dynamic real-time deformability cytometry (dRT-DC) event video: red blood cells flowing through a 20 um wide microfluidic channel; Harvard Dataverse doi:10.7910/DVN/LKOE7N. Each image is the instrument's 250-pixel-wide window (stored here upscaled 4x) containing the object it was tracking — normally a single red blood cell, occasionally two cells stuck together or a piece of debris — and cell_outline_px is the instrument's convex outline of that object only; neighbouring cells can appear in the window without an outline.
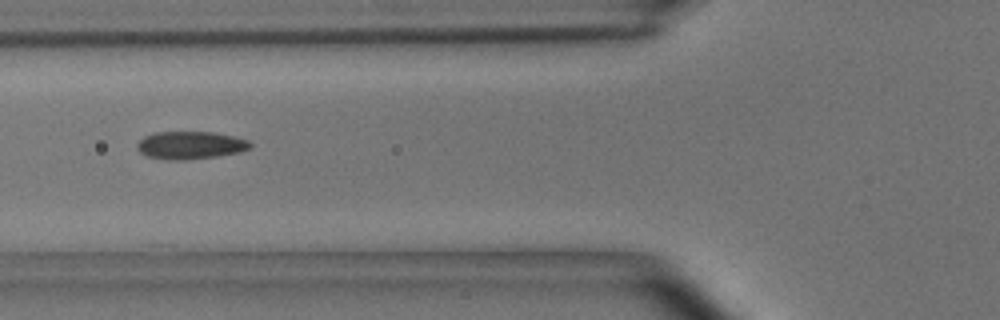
{"species": "common noctule bat (a hibernating species)", "species_latin": "Nyctalus noctula", "temperature_condition": "room temperature", "stored_images_in_passage": 8, "camera_frame_rate_fps": 3000, "um_per_image_px": 0.085, "animal": {"sex": "male", "body_mass_g": 15.6}, "frame": {"image": 1, "passage_image": 6, "time_ms": 1.667, "image_size_px": [1000, 320], "cell_outline_px": [[252, 144], [248, 148], [240, 152], [216, 156], [184, 160], [168, 160], [148, 156], [140, 152], [136, 148], [136, 144], [144, 136], [156, 132], [212, 132], [232, 136], [248, 140]], "centroid_in_image_um": [16.15, 12.34], "position_along_channel_um": 109.7, "area_um2": 18.15}}